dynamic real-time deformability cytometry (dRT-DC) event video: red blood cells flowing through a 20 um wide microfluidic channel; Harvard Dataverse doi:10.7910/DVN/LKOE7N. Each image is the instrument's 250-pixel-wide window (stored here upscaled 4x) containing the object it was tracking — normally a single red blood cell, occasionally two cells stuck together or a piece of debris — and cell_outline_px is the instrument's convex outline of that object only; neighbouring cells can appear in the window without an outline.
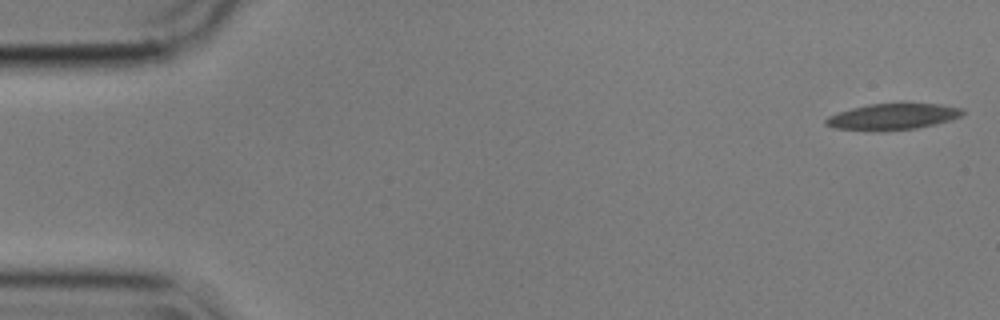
{"species": "common noctule bat (a hibernating species)", "species_latin": "Nyctalus noctula", "temperature_condition": "cold", "stored_images_in_passage": 56, "camera_frame_rate_fps": 3000, "um_per_image_px": 0.085, "animal": {"sex": "male", "body_mass_g": 17.9}, "frame": {"image": 1, "passage_image": 1, "time_ms": 0.0, "image_size_px": [1000, 320], "cell_outline_px": [[964, 112], [960, 116], [948, 120], [916, 128], [832, 128], [824, 124], [824, 120], [828, 116], [852, 108], [868, 104], [900, 100], [940, 104], [964, 108]], "centroid_in_image_um": [75.94, 9.81], "position_along_channel_um": 9.1, "area_um2": 20.63}}
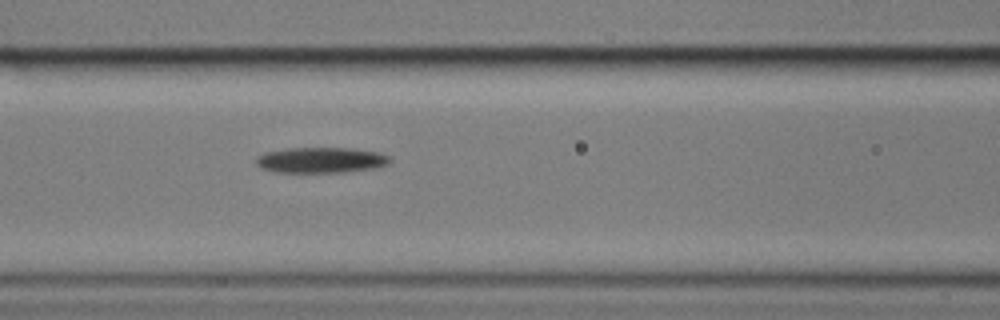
{"frame": {"image": 2, "passage_image": 23, "time_ms": 7.333, "image_size_px": [1000, 320], "cell_outline_px": [[392, 160], [388, 164], [376, 168], [340, 172], [276, 172], [260, 168], [256, 164], [256, 156], [264, 152], [284, 148], [348, 148], [380, 152], [388, 156]], "centroid_in_image_um": [27.25, 13.6], "position_along_channel_um": 139.4, "area_um2": 20.11}}
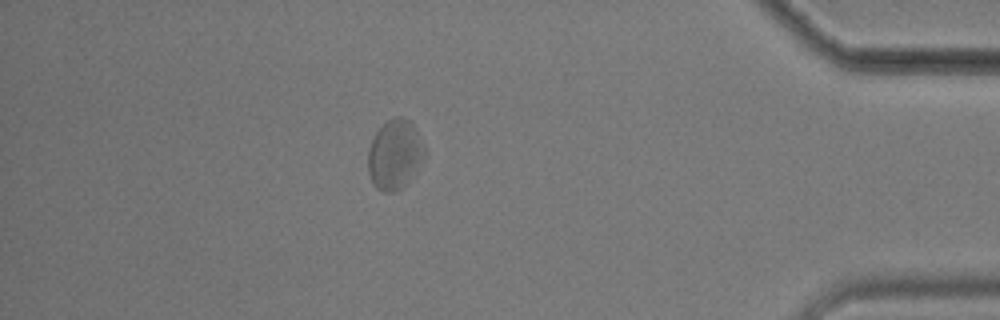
{"frame": {"image": 3, "passage_image": 49, "time_ms": 16.0, "image_size_px": [1000, 320], "cell_outline_px": [[424, 156], [408, 180], [400, 188], [392, 192], [384, 192], [376, 188], [372, 184], [368, 172], [368, 148], [376, 132], [388, 120], [396, 116], [400, 116], [408, 120], [412, 124], [424, 148]], "centroid_in_image_um": [33.5, 13.14], "position_along_channel_um": 401.7, "area_um2": 22.31}, "authors_computed_cell_mechanics": {"area_um2": 20.9525, "velocity_mm_per_s": 3.5062, "shape_relaxation_time_tau1_ms": 6.1061, "shape_relaxation_time_tau2_ms": 7.2308, "deformation_change_tau1": 0.1065, "deformation_change_tau2": 0.145}}